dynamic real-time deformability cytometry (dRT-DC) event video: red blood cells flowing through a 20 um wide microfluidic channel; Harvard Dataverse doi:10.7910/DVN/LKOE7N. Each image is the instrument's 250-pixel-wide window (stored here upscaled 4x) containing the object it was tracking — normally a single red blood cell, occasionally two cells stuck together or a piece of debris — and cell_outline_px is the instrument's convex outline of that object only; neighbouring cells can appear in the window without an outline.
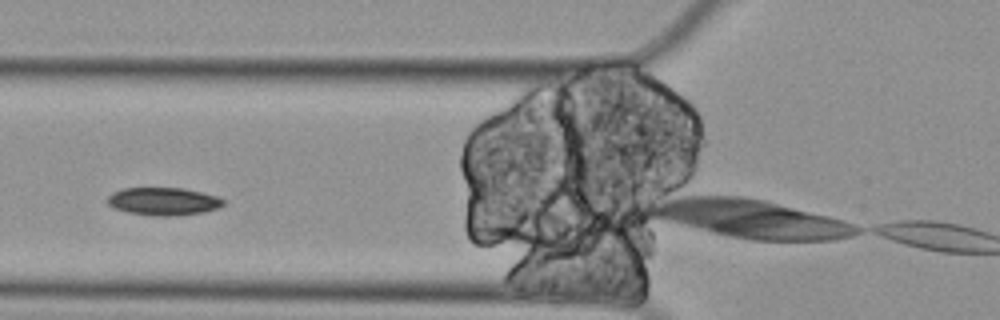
{"species": "Egyptian fruit bat (a non-hibernating species)", "species_latin": "Rousettus aegyptiacus", "temperature_condition": "cold", "stored_images_in_passage": 6, "camera_frame_rate_fps": 3000, "um_per_image_px": 0.085, "animal": {"sex": "female"}, "frame": {"image": 1, "passage_image": 2, "time_ms": 0.333, "image_size_px": [1000, 320], "cell_outline_px": [[224, 204], [220, 208], [204, 212], [168, 216], [156, 216], [128, 212], [112, 208], [108, 204], [108, 196], [112, 192], [124, 188], [184, 188], [216, 196], [224, 200]], "centroid_in_image_um": [13.88, 17.11], "position_along_channel_um": 111.9, "area_um2": 18.73}}